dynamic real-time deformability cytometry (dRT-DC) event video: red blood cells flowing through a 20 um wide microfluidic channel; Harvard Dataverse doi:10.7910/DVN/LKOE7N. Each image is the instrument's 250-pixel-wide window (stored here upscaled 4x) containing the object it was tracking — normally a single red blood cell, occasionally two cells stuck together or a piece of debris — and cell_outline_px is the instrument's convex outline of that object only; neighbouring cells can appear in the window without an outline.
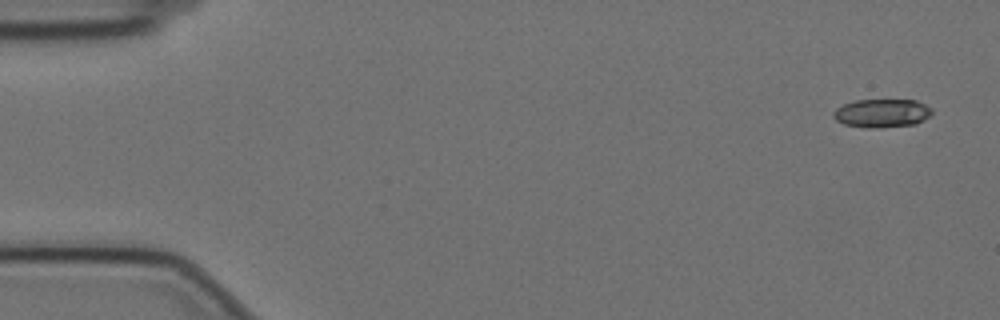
{"species": "Egyptian fruit bat (a non-hibernating species)", "species_latin": "Rousettus aegyptiacus", "temperature_condition": "cold", "stored_images_in_passage": 52, "camera_frame_rate_fps": 3000, "um_per_image_px": 0.085, "animal": {"sex": "female"}, "frame": {"image": 1, "passage_image": 1, "time_ms": 0.0, "image_size_px": [1000, 320], "cell_outline_px": [[932, 112], [924, 120], [916, 124], [880, 128], [868, 128], [844, 124], [836, 120], [832, 116], [832, 112], [836, 108], [844, 104], [856, 100], [916, 100], [932, 108]], "centroid_in_image_um": [74.95, 9.62], "position_along_channel_um": 10.1, "area_um2": 16.42}}
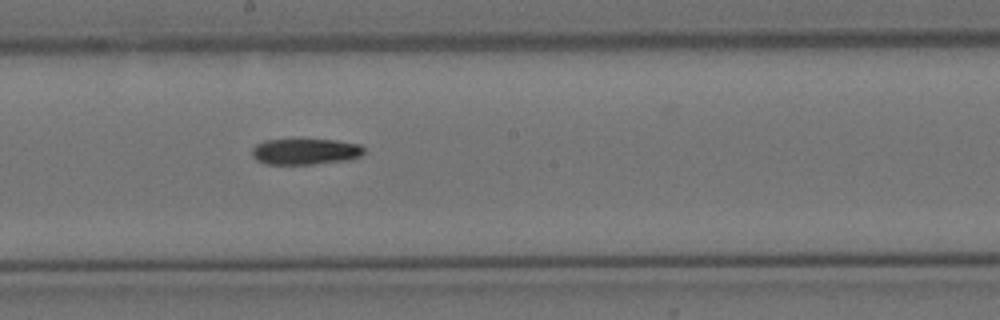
{"frame": {"image": 2, "passage_image": 30, "time_ms": 9.667, "image_size_px": [1000, 320], "cell_outline_px": [[364, 152], [360, 156], [344, 160], [312, 164], [264, 164], [256, 160], [252, 156], [252, 148], [256, 144], [264, 140], [336, 140], [360, 144], [364, 148]], "centroid_in_image_um": [25.91, 12.88], "position_along_channel_um": 222.3, "area_um2": 16.88}}
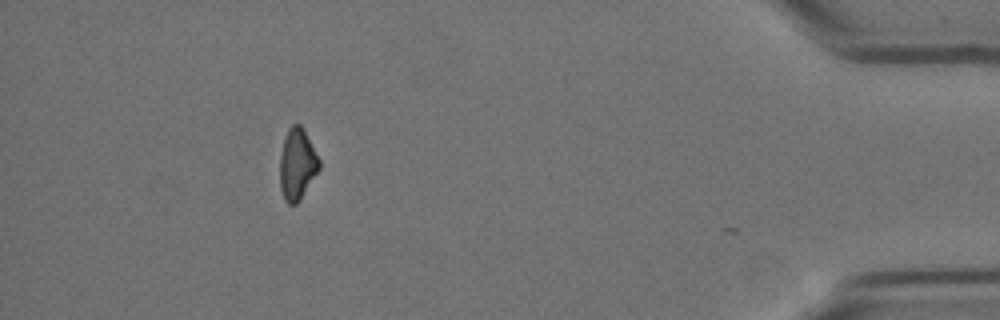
{"frame": {"image": 3, "passage_image": 51, "time_ms": 16.667, "image_size_px": [1000, 320], "cell_outline_px": [[320, 168], [300, 200], [296, 204], [288, 204], [284, 200], [280, 188], [280, 156], [284, 136], [288, 128], [292, 124], [300, 124], [304, 128], [320, 160]], "centroid_in_image_um": [25.26, 13.94], "position_along_channel_um": 409.9, "area_um2": 16.53}}